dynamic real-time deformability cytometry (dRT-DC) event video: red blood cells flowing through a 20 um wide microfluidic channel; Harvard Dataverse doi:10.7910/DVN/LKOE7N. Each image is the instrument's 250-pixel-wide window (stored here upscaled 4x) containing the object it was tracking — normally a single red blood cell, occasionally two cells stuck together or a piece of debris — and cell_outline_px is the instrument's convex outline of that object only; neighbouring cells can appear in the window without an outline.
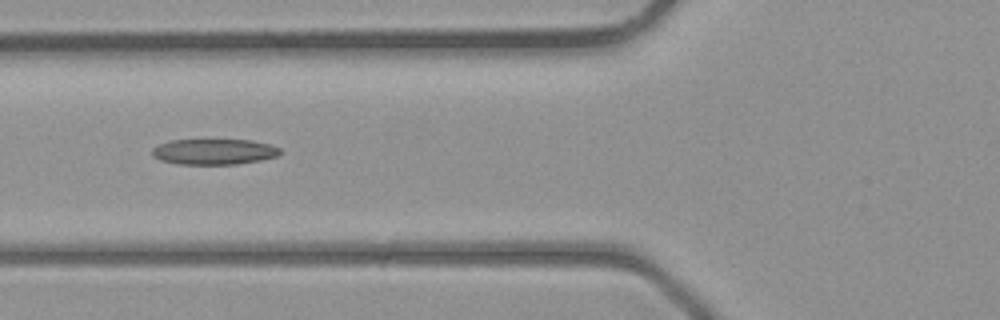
{"species": "common noctule bat (a hibernating species)", "species_latin": "Nyctalus noctula", "temperature_condition": "room temperature", "stored_images_in_passage": 5, "segment_of_instrument_passage": [1, 2], "camera_frame_rate_fps": 3000, "um_per_image_px": 0.085, "animal": {"sex": "male", "body_mass_g": 23.1, "forearm_length_mm": 52.7}, "frame": {"image": 1, "passage_image": 4, "time_ms": 3.333, "image_size_px": [1000, 320], "cell_outline_px": [[284, 152], [280, 156], [260, 160], [236, 164], [176, 164], [160, 160], [152, 156], [152, 148], [160, 144], [172, 140], [252, 140], [272, 144], [280, 148]], "centroid_in_image_um": [18.25, 12.89], "position_along_channel_um": 107.6, "area_um2": 19.36}}